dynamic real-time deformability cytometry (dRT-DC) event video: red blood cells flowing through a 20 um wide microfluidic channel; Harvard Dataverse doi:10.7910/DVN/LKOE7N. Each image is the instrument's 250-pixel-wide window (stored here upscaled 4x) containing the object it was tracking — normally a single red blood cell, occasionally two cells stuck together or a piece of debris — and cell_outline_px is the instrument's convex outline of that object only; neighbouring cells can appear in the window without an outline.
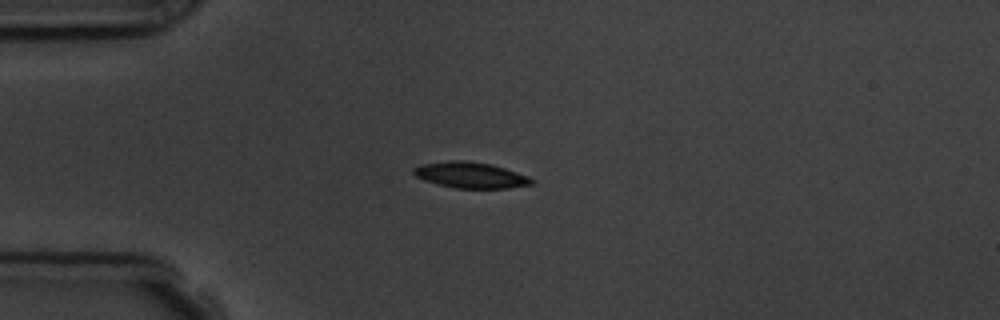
{"species": "common noctule bat (a hibernating species)", "species_latin": "Nyctalus noctula", "temperature_condition": "room temperature", "stored_images_in_passage": 6, "camera_frame_rate_fps": 3000, "um_per_image_px": 0.085, "animal": {"sex": "male", "body_mass_g": 19.5, "forearm_length_mm": 54.6}, "frame": {"image": 1, "passage_image": 1, "time_ms": 0.0, "image_size_px": [1000, 320], "cell_outline_px": [[536, 180], [532, 184], [508, 188], [456, 188], [436, 184], [424, 180], [416, 176], [412, 172], [412, 168], [420, 164], [448, 160], [464, 160], [492, 164], [528, 176]], "centroid_in_image_um": [39.97, 14.87], "position_along_channel_um": 45.0, "area_um2": 17.98}}